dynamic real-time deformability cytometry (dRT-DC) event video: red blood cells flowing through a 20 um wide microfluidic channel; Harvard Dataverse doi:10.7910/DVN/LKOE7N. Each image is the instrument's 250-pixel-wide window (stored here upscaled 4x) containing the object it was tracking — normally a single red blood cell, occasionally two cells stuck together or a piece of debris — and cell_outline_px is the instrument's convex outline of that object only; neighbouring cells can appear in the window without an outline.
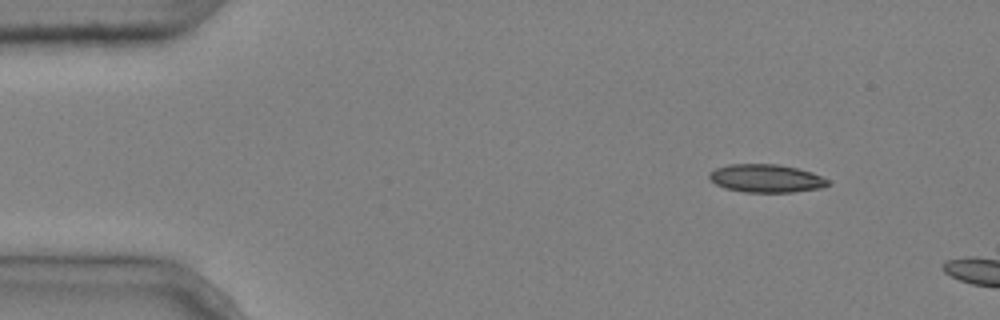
{"species": "common noctule bat (a hibernating species)", "species_latin": "Nyctalus noctula", "temperature_condition": "cold", "stored_images_in_passage": 5, "camera_frame_rate_fps": 3000, "um_per_image_px": 0.085, "animal": {"sex": "male", "body_mass_g": 20.4}, "frame": {"image": 1, "passage_image": 1, "time_ms": 0.0, "image_size_px": [1000, 320], "cell_outline_px": [[832, 184], [824, 188], [792, 192], [744, 192], [724, 188], [716, 184], [708, 176], [708, 172], [716, 168], [728, 164], [780, 164], [812, 172], [828, 180]], "centroid_in_image_um": [65.13, 15.16], "position_along_channel_um": 19.9, "area_um2": 19.59}}